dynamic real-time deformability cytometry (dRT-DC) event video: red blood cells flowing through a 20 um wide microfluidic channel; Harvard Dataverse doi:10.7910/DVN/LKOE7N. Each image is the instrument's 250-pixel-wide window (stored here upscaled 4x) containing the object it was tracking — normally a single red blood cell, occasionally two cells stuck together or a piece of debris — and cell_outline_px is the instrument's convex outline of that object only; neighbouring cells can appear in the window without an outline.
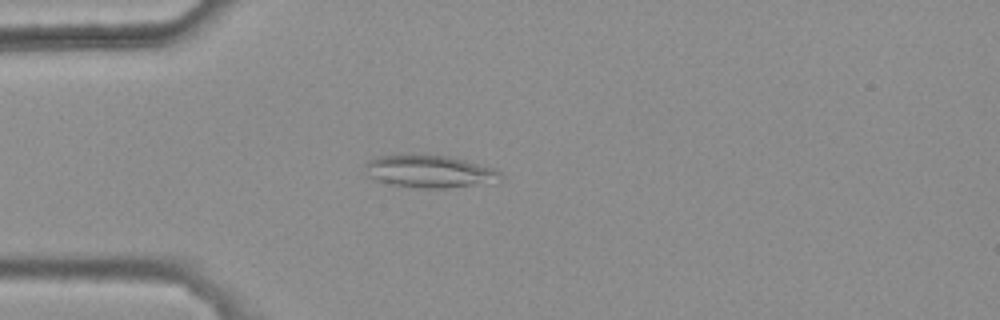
{"species": "common noctule bat (a hibernating species)", "species_latin": "Nyctalus noctula", "temperature_condition": "warm", "stored_images_in_passage": 33, "camera_frame_rate_fps": 3000, "um_per_image_px": 0.085, "animal": {"sex": "female", "body_mass_g": 25.1}, "frame": {"image": 1, "passage_image": 1, "time_ms": 0.0, "image_size_px": [1000, 320], "cell_outline_px": [[504, 176], [500, 180], [444, 188], [420, 188], [392, 184], [376, 180], [364, 176], [364, 164], [368, 160], [380, 156], [448, 156], [496, 168]], "centroid_in_image_um": [36.46, 14.58], "position_along_channel_um": 48.5, "area_um2": 25.14}}
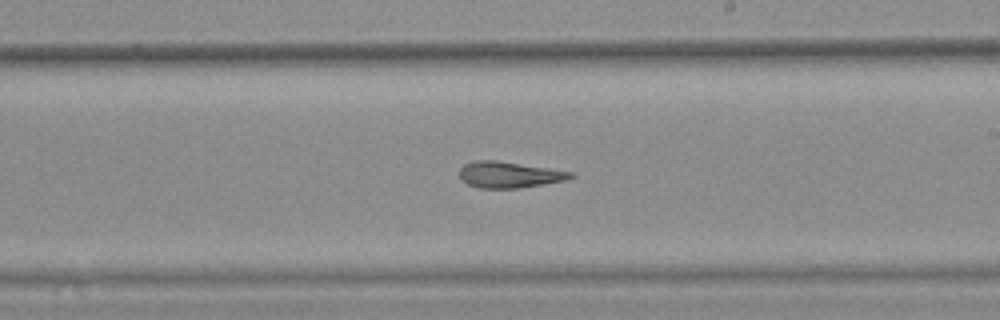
{"frame": {"image": 2, "passage_image": 18, "time_ms": 5.667, "image_size_px": [1000, 320], "cell_outline_px": [[576, 176], [568, 180], [520, 188], [480, 188], [468, 184], [460, 180], [460, 168], [464, 164], [472, 160], [496, 160], [548, 168], [572, 172]], "centroid_in_image_um": [43.27, 14.85], "position_along_channel_um": 245.7, "area_um2": 17.05}}
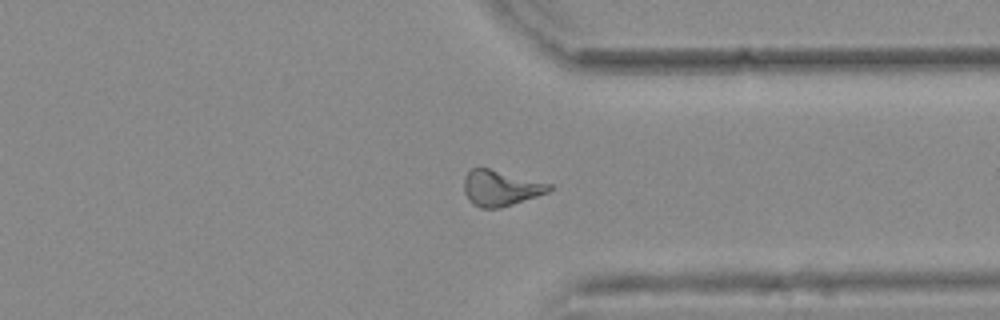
{"frame": {"image": 3, "passage_image": 28, "time_ms": 9.0, "image_size_px": [1000, 320], "cell_outline_px": [[552, 188], [548, 192], [500, 208], [480, 208], [472, 204], [468, 200], [464, 192], [464, 180], [468, 172], [472, 168], [488, 168], [552, 184]], "centroid_in_image_um": [42.52, 15.99], "position_along_channel_um": 368.9, "area_um2": 17.51}, "authors_computed_cell_mechanics": {"area_um2": 17.4556, "velocity_mm_per_s": 3.7086, "shape_relaxation_time_tau1_ms": null, "shape_relaxation_time_tau2_ms": 6.5896, "deformation_change_tau1": null, "deformation_change_tau2": 0.1717}}